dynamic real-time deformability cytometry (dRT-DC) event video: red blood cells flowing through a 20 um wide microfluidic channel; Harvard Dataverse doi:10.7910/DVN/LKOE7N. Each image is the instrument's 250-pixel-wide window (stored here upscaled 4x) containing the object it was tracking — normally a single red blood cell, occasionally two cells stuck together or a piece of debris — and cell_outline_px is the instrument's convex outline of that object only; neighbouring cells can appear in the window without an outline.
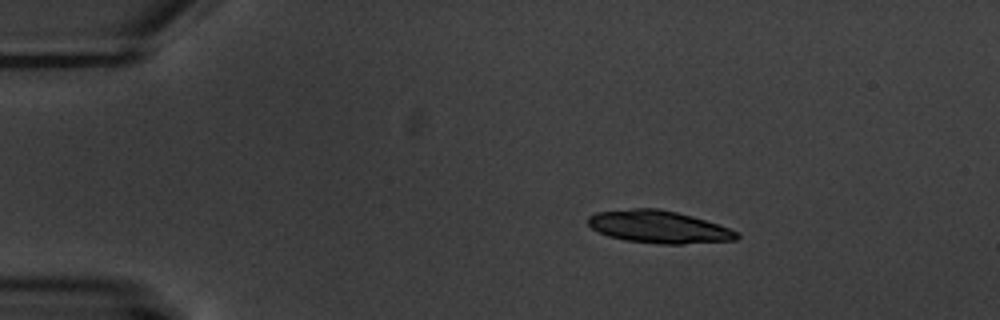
{"species": "common noctule bat (a hibernating species)", "species_latin": "Nyctalus noctula", "temperature_condition": "warm", "stored_images_in_passage": 3, "camera_frame_rate_fps": 3000, "um_per_image_px": 0.085, "animal": {"sex": "male", "body_mass_g": 20.1, "forearm_length_mm": 53.5}, "frame": {"image": 1, "passage_image": 1, "time_ms": 0.0, "image_size_px": [1000, 320], "cell_outline_px": [[740, 236], [736, 240], [684, 244], [660, 244], [624, 240], [608, 236], [592, 228], [588, 224], [588, 216], [596, 212], [632, 208], [660, 208], [692, 216], [740, 232]], "centroid_in_image_um": [55.99, 19.28], "position_along_channel_um": 29.0, "area_um2": 28.15}}